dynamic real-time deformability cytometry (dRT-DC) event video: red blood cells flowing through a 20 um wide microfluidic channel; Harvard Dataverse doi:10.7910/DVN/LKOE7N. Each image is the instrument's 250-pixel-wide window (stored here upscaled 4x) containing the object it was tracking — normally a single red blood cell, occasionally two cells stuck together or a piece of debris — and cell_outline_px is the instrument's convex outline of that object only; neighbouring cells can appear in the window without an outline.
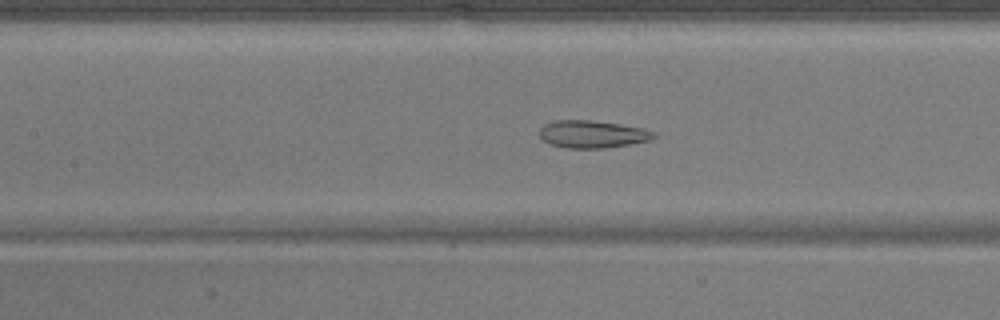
{"species": "common noctule bat (a hibernating species)", "species_latin": "Nyctalus noctula", "temperature_condition": "warm", "stored_images_in_passage": 52, "camera_frame_rate_fps": 3000, "um_per_image_px": 0.085, "animal": {"sex": "male", "body_mass_g": 17.9}, "frame": {"image": 1, "passage_image": 24, "time_ms": 7.667, "image_size_px": [1000, 320], "cell_outline_px": [[656, 136], [652, 140], [604, 148], [568, 148], [552, 144], [544, 140], [540, 136], [540, 128], [544, 124], [556, 120], [592, 120], [620, 124], [644, 128], [656, 132]], "centroid_in_image_um": [50.39, 11.39], "position_along_channel_um": 157.0, "area_um2": 18.26}}
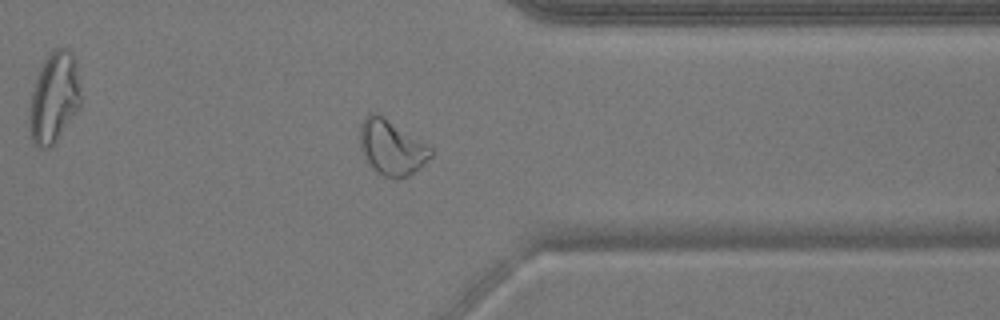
{"frame": {"image": 2, "passage_image": 41, "time_ms": 13.333, "image_size_px": [1000, 320], "cell_outline_px": [[432, 156], [420, 168], [408, 176], [384, 176], [376, 172], [372, 168], [364, 156], [360, 148], [360, 124], [364, 116], [368, 112], [376, 112], [384, 116], [432, 148]], "centroid_in_image_um": [33.25, 12.49], "position_along_channel_um": 378.1, "area_um2": 22.6}}
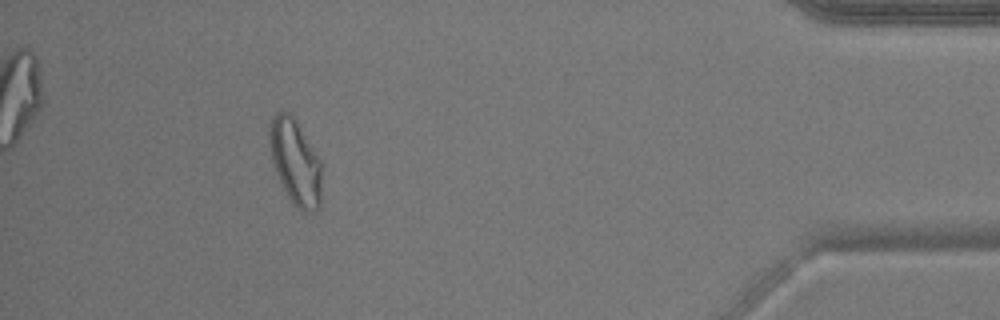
{"frame": {"image": 3, "passage_image": 47, "time_ms": 15.333, "image_size_px": [1000, 320], "cell_outline_px": [[320, 208], [316, 212], [304, 212], [296, 208], [288, 196], [276, 172], [272, 160], [268, 136], [268, 132], [272, 116], [276, 112], [288, 112], [292, 116], [320, 160]], "centroid_in_image_um": [25.08, 13.81], "position_along_channel_um": 410.1, "area_um2": 25.49}}